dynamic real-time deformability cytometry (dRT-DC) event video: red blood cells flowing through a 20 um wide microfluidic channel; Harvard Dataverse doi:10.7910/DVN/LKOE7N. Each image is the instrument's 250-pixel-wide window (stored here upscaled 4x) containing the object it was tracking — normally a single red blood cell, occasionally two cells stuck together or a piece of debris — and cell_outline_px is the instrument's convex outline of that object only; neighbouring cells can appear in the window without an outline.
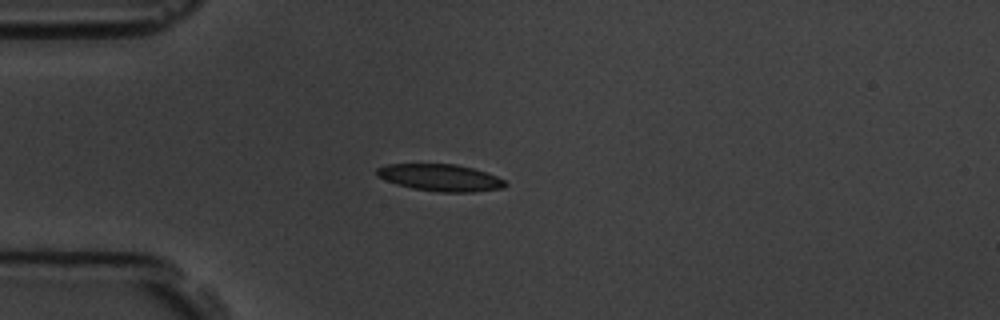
{"species": "common noctule bat (a hibernating species)", "species_latin": "Nyctalus noctula", "temperature_condition": "room temperature", "stored_images_in_passage": 3, "camera_frame_rate_fps": 3000, "um_per_image_px": 0.085, "animal": {"sex": "male", "body_mass_g": 19.5, "forearm_length_mm": 54.6}, "frame": {"image": 1, "passage_image": 3, "time_ms": 3.0, "image_size_px": [1000, 320], "cell_outline_px": [[508, 184], [504, 188], [472, 192], [440, 192], [412, 188], [396, 184], [384, 180], [376, 176], [376, 168], [388, 164], [456, 164], [472, 168], [496, 176], [504, 180]], "centroid_in_image_um": [37.4, 15.1], "position_along_channel_um": 47.6, "area_um2": 20.17}}